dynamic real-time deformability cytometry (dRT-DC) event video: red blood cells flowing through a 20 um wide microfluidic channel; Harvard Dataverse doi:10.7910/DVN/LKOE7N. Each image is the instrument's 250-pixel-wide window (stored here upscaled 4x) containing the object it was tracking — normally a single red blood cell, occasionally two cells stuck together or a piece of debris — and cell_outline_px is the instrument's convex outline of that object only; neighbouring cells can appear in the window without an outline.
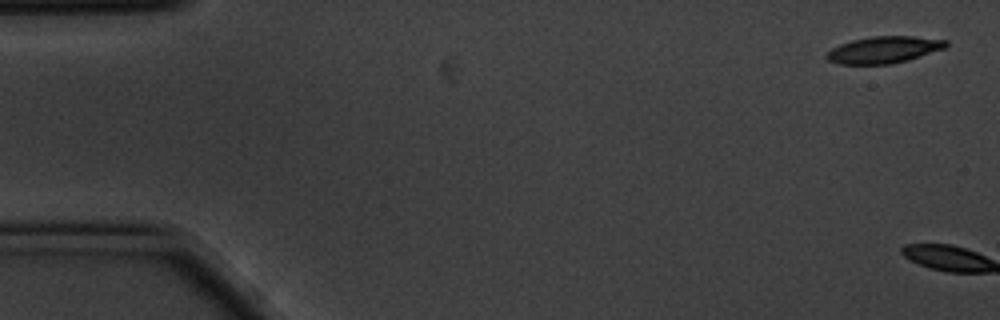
{"species": "common noctule bat (a hibernating species)", "species_latin": "Nyctalus noctula", "temperature_condition": "cold", "stored_images_in_passage": 2, "camera_frame_rate_fps": 3000, "um_per_image_px": 0.085, "animal": {"sex": "male", "body_mass_g": 20.1, "forearm_length_mm": 53.5}, "frame": {"image": 1, "passage_image": 1, "time_ms": 0.0, "image_size_px": [1000, 320], "cell_outline_px": [[948, 44], [944, 48], [908, 60], [888, 64], [840, 64], [828, 60], [824, 56], [832, 48], [840, 44], [852, 40], [872, 36], [912, 36], [948, 40]], "centroid_in_image_um": [75.11, 4.22], "position_along_channel_um": 9.9, "area_um2": 18.5}}